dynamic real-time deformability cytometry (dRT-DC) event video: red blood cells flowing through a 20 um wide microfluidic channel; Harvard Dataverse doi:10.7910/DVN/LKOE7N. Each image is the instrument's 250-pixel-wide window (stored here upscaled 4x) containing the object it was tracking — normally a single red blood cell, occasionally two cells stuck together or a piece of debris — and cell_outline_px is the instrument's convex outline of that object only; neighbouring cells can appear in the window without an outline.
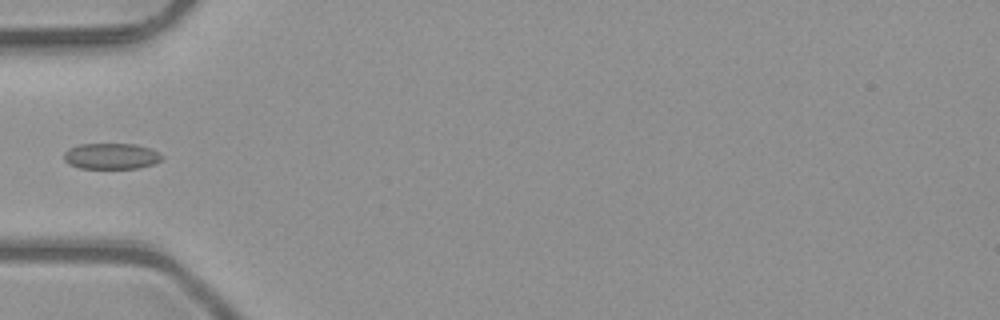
{"species": "common noctule bat (a hibernating species)", "species_latin": "Nyctalus noctula", "temperature_condition": "room temperature", "stored_images_in_passage": 5, "camera_frame_rate_fps": 3000, "um_per_image_px": 0.085, "animal": {"sex": "male", "body_mass_g": 23.1, "forearm_length_mm": 52.7}, "frame": {"image": 1, "passage_image": 4, "time_ms": 1.0, "image_size_px": [1000, 320], "cell_outline_px": [[164, 156], [160, 160], [152, 164], [136, 168], [80, 168], [68, 164], [64, 160], [64, 152], [68, 148], [80, 144], [136, 144], [148, 148]], "centroid_in_image_um": [9.4, 13.27], "position_along_channel_um": 75.6, "area_um2": 14.68}}
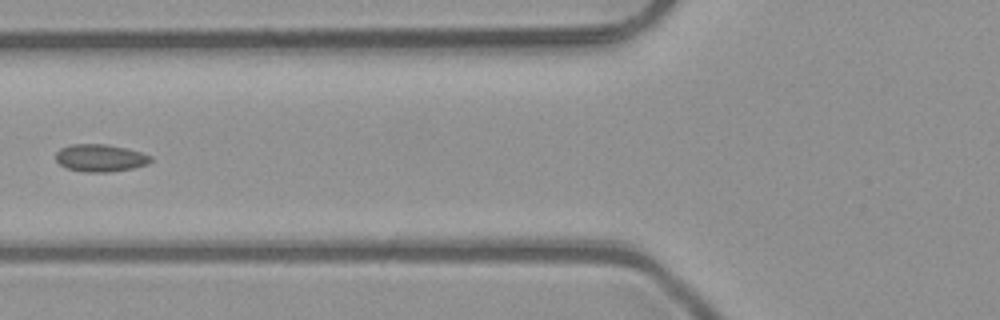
{"frame": {"image": 2, "passage_image": 5, "time_ms": 1.333, "image_size_px": [1000, 320], "cell_outline_px": [[152, 160], [148, 164], [132, 168], [108, 172], [84, 172], [68, 168], [60, 164], [56, 160], [56, 152], [60, 148], [72, 144], [104, 144], [124, 148], [140, 152], [152, 156]], "centroid_in_image_um": [8.52, 13.43], "position_along_channel_um": 117.3, "area_um2": 15.03}}